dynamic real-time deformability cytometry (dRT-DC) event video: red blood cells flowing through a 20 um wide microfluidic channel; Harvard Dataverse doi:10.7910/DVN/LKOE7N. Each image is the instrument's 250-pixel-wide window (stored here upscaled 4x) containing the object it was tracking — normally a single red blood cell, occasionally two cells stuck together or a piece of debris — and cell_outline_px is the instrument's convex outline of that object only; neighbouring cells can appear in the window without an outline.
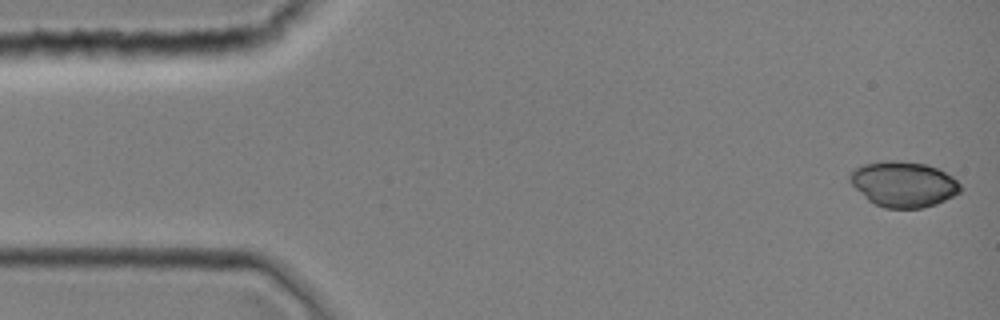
{"species": "common noctule bat (a hibernating species)", "species_latin": "Nyctalus noctula", "temperature_condition": "room temperature", "stored_images_in_passage": 39, "camera_frame_rate_fps": 3000, "um_per_image_px": 0.085, "animal": {"sex": "female", "body_mass_g": 19.0, "forearm_length_mm": 51.5}, "frame": {"image": 1, "passage_image": 1, "time_ms": 0.0, "image_size_px": [1000, 320], "cell_outline_px": [[964, 188], [960, 192], [936, 204], [924, 208], [884, 208], [868, 200], [848, 180], [848, 172], [852, 168], [864, 164], [880, 160], [900, 160], [928, 164], [952, 176]], "centroid_in_image_um": [76.77, 15.63], "position_along_channel_um": 8.2, "area_um2": 29.65}}
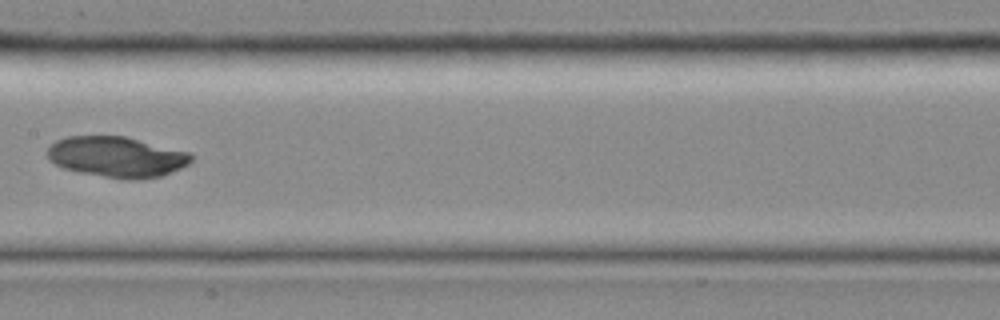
{"frame": {"image": 2, "passage_image": 20, "time_ms": 6.333, "image_size_px": [1000, 320], "cell_outline_px": [[196, 156], [188, 164], [164, 176], [144, 180], [124, 180], [80, 172], [64, 168], [48, 160], [48, 148], [56, 140], [68, 136], [124, 136], [188, 152]], "centroid_in_image_um": [9.95, 13.35], "position_along_channel_um": 197.4, "area_um2": 34.22}}
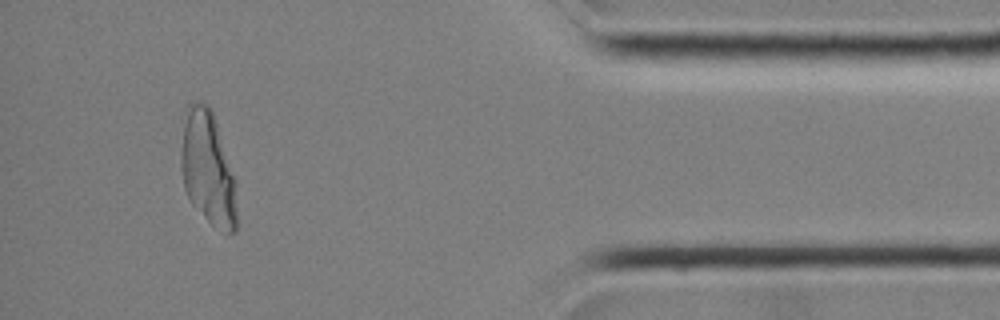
{"frame": {"image": 3, "passage_image": 36, "time_ms": 11.667, "image_size_px": [1000, 320], "cell_outline_px": [[236, 232], [228, 236], [212, 224], [192, 204], [184, 188], [180, 164], [180, 152], [184, 124], [188, 104], [196, 100], [204, 100], [212, 108], [236, 180]], "centroid_in_image_um": [17.68, 14.3], "position_along_channel_um": 417.5, "area_um2": 37.51}}